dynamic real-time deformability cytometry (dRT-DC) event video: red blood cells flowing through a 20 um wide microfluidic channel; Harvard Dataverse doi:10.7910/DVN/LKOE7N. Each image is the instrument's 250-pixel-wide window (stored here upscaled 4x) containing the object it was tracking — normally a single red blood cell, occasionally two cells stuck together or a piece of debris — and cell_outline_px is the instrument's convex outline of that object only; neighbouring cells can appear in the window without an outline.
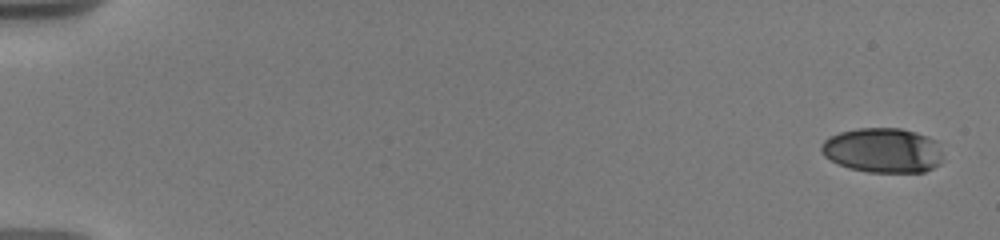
{"species": "human", "species_latin": "Homo sapiens", "temperature_condition": "warm", "stored_images_in_passage": 25, "camera_frame_rate_fps": 3000, "um_per_image_px": 0.085, "donor": {"sex": "male"}, "frame": {"image": 1, "passage_image": 1, "time_ms": 0.0, "image_size_px": [1000, 240], "cell_outline_px": [[940, 164], [924, 172], [868, 172], [848, 168], [824, 156], [820, 148], [820, 144], [828, 136], [840, 132], [856, 128], [900, 128], [916, 132], [928, 136], [936, 140], [940, 152]], "centroid_in_image_um": [75.01, 12.77], "position_along_channel_um": 10.0, "area_um2": 31.79}}
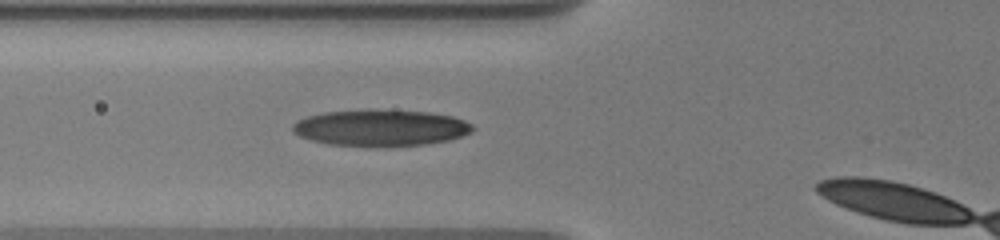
{"frame": {"image": 2, "passage_image": 17, "time_ms": 7.0, "image_size_px": [1000, 240], "cell_outline_px": [[476, 128], [472, 132], [464, 136], [448, 140], [428, 144], [328, 144], [312, 140], [300, 136], [292, 132], [292, 124], [296, 120], [308, 116], [324, 112], [368, 108], [428, 112], [452, 116], [464, 120], [472, 124]], "centroid_in_image_um": [32.37, 10.81], "position_along_channel_um": 93.4, "area_um2": 37.86}}
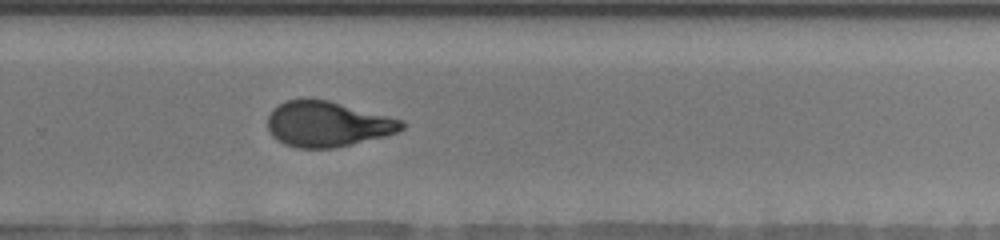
{"frame": {"image": 3, "passage_image": 25, "time_ms": 12.667, "image_size_px": [1000, 240], "cell_outline_px": [[408, 124], [404, 128], [388, 136], [352, 144], [332, 148], [296, 148], [284, 144], [272, 136], [268, 128], [268, 116], [272, 108], [284, 100], [328, 100], [404, 120]], "centroid_in_image_um": [27.86, 10.56], "position_along_channel_um": 301.9, "area_um2": 35.55}}